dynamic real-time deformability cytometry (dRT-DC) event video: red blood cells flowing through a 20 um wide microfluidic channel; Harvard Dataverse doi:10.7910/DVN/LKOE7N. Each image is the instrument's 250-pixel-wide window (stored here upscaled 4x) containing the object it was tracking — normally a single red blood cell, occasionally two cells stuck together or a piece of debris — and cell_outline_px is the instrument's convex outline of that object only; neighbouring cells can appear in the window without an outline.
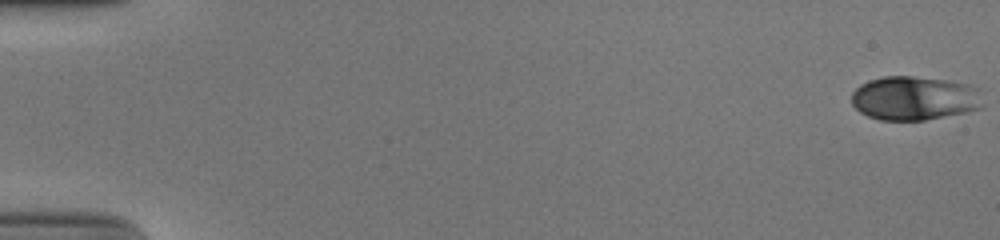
{"species": "human", "species_latin": "Homo sapiens", "temperature_condition": "cold", "stored_images_in_passage": 53, "camera_frame_rate_fps": 3000, "um_per_image_px": 0.085, "donor": {"sex": "male"}, "frame": {"image": 1, "passage_image": 1, "time_ms": 0.0, "image_size_px": [1000, 240], "cell_outline_px": [[980, 108], [964, 112], [924, 120], [880, 120], [868, 116], [860, 112], [852, 104], [852, 92], [860, 84], [868, 80], [884, 76], [912, 76], [948, 80], [972, 84], [980, 88]], "centroid_in_image_um": [77.71, 8.33], "position_along_channel_um": 7.3, "area_um2": 33.76}}
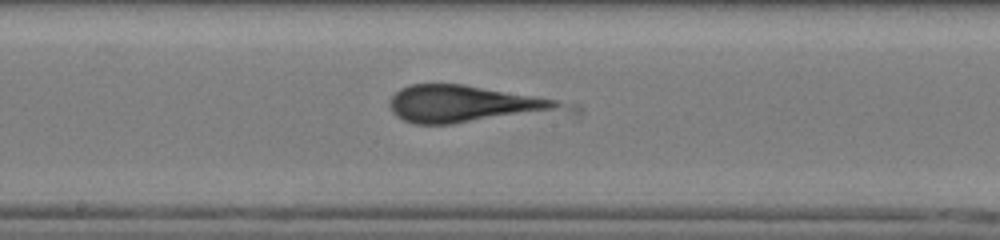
{"frame": {"image": 2, "passage_image": 30, "time_ms": 9.667, "image_size_px": [1000, 240], "cell_outline_px": [[560, 104], [556, 108], [452, 124], [412, 124], [396, 116], [392, 112], [388, 104], [388, 100], [400, 88], [408, 84], [464, 84], [556, 100]], "centroid_in_image_um": [39.15, 8.81], "position_along_channel_um": 209.0, "area_um2": 35.14}}
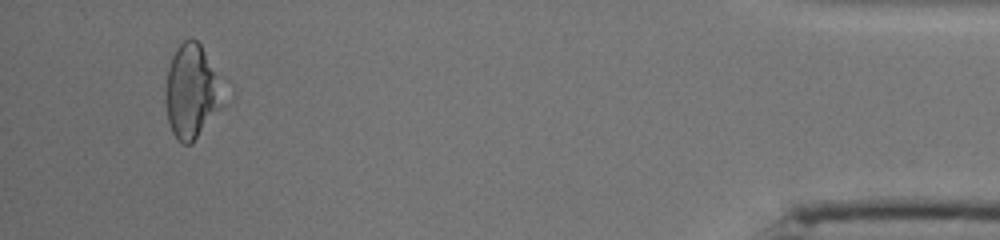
{"frame": {"image": 3, "passage_image": 51, "time_ms": 16.667, "image_size_px": [1000, 240], "cell_outline_px": [[236, 96], [192, 144], [180, 144], [176, 140], [168, 124], [164, 100], [164, 92], [168, 68], [172, 56], [176, 48], [184, 40], [192, 36], [200, 44], [236, 92]], "centroid_in_image_um": [16.5, 7.8], "position_along_channel_um": 418.7, "area_um2": 35.26}, "authors_computed_cell_mechanics": {"area_um2": 34.7378, "velocity_mm_per_s": 3.9178, "shape_relaxation_time_tau1_ms": 6.7289, "shape_relaxation_time_tau2_ms": 1.2949, "deformation_change_tau1": 0.2103, "deformation_change_tau2": 0.0598}}